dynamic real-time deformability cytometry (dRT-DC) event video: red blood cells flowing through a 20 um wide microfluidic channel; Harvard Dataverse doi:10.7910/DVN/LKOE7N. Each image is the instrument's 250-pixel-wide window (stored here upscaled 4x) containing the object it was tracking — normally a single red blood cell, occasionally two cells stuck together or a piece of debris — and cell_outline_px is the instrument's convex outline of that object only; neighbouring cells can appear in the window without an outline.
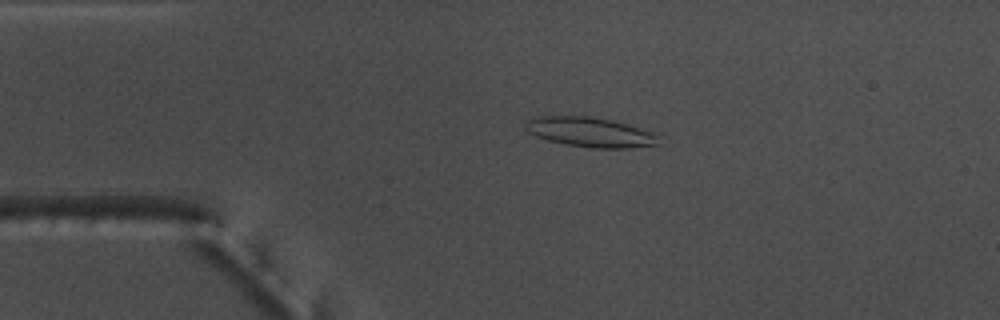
{"species": "common noctule bat (a hibernating species)", "species_latin": "Nyctalus noctula", "temperature_condition": "warm", "stored_images_in_passage": 53, "camera_frame_rate_fps": 3000, "um_per_image_px": 0.085, "animal": {"sex": "male", "body_mass_g": 17.5, "forearm_length_mm": 52.3}, "frame": {"image": 1, "passage_image": 11, "time_ms": 3.333, "image_size_px": [1000, 320], "cell_outline_px": [[660, 144], [632, 148], [592, 148], [564, 144], [548, 140], [524, 132], [524, 124], [528, 120], [540, 116], [588, 116], [612, 120], [628, 124], [652, 132], [660, 136]], "centroid_in_image_um": [50.16, 11.24], "position_along_channel_um": 34.8, "area_um2": 23.35}}
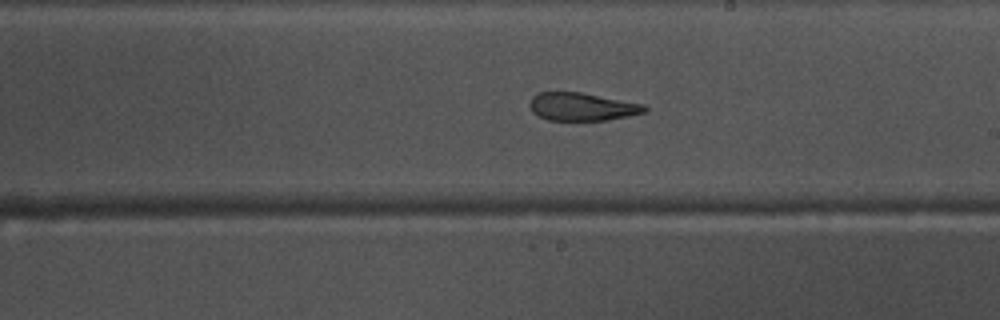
{"frame": {"image": 2, "passage_image": 30, "time_ms": 9.667, "image_size_px": [1000, 320], "cell_outline_px": [[648, 112], [628, 116], [604, 120], [548, 120], [532, 112], [528, 104], [532, 96], [536, 92], [580, 92], [644, 104], [648, 108]], "centroid_in_image_um": [49.46, 9.06], "position_along_channel_um": 239.5, "area_um2": 18.79}}
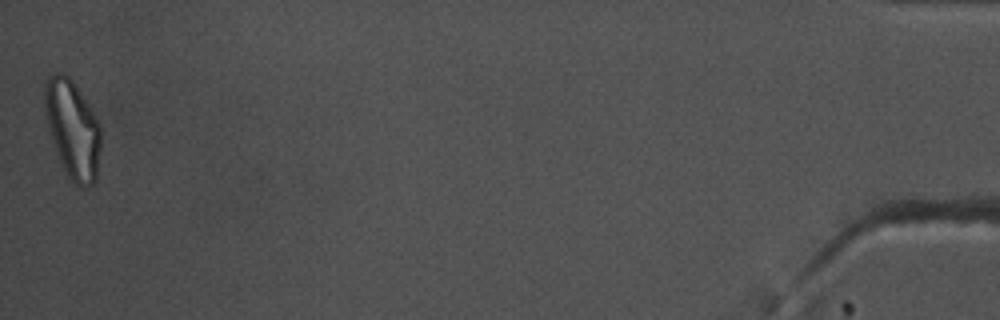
{"frame": {"image": 3, "passage_image": 53, "time_ms": 17.333, "image_size_px": [1000, 320], "cell_outline_px": [[100, 148], [96, 180], [88, 188], [80, 188], [68, 176], [56, 152], [52, 140], [44, 108], [44, 80], [48, 76], [56, 72], [60, 72], [68, 76], [72, 80], [88, 104], [100, 124]], "centroid_in_image_um": [6.16, 10.97], "position_along_channel_um": 429.0, "area_um2": 31.96}, "authors_computed_cell_mechanics": {"area_um2": 21.7906, "velocity_mm_per_s": 3.7812, "shape_relaxation_time_tau1_ms": null, "shape_relaxation_time_tau2_ms": 2.366, "deformation_change_tau1": null, "deformation_change_tau2": 0.1156}}